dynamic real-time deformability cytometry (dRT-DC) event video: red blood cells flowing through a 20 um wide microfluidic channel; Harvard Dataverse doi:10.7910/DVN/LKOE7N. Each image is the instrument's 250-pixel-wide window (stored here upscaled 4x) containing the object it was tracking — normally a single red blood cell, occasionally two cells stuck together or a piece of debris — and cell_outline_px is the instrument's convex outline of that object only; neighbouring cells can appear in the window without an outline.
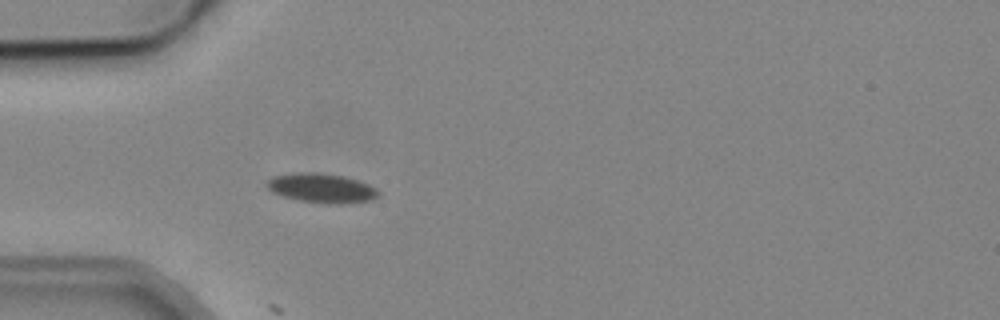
{"species": "common noctule bat (a hibernating species)", "species_latin": "Nyctalus noctula", "temperature_condition": "cold", "stored_images_in_passage": 3, "camera_frame_rate_fps": 3000, "um_per_image_px": 0.085, "animal": {"sex": "male", "body_mass_g": 19.2, "forearm_length_mm": 51.8}, "frame": {"image": 1, "passage_image": 3, "time_ms": 4.0, "image_size_px": [1000, 320], "cell_outline_px": [[380, 196], [372, 200], [340, 204], [328, 204], [300, 200], [284, 196], [272, 192], [268, 188], [268, 180], [272, 176], [292, 172], [316, 172], [344, 176], [368, 184], [376, 188], [380, 192]], "centroid_in_image_um": [27.36, 15.98], "position_along_channel_um": 57.6, "area_um2": 19.13}}